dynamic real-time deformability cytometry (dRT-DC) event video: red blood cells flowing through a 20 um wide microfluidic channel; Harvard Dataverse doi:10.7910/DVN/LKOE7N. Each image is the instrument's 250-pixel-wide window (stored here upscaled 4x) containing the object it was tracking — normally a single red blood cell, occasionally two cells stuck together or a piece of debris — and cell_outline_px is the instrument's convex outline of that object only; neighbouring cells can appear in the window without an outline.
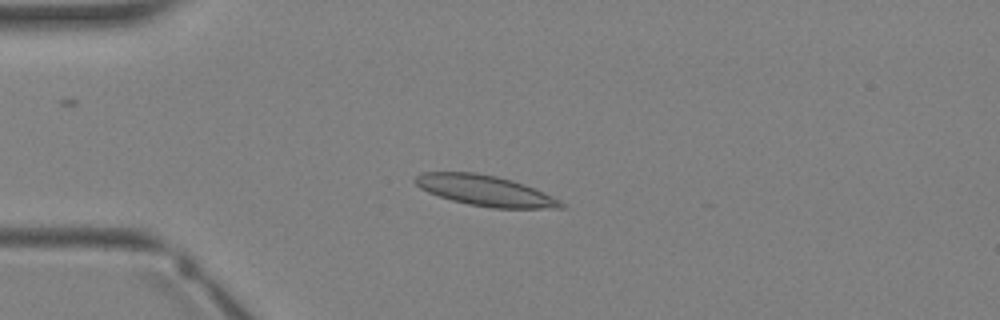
{"species": "Egyptian fruit bat (a non-hibernating species)", "species_latin": "Rousettus aegyptiacus", "temperature_condition": "warm", "stored_images_in_passage": 2, "camera_frame_rate_fps": 3000, "um_per_image_px": 0.085, "animal": {"sex": "female"}, "frame": {"image": 1, "passage_image": 2, "time_ms": 1.333, "image_size_px": [1000, 320], "cell_outline_px": [[564, 208], [492, 208], [468, 204], [452, 200], [428, 192], [420, 188], [412, 180], [420, 172], [476, 172], [496, 176], [512, 180], [524, 184], [544, 192], [560, 200], [564, 204]], "centroid_in_image_um": [41.22, 16.19], "position_along_channel_um": 43.8, "area_um2": 25.95}}